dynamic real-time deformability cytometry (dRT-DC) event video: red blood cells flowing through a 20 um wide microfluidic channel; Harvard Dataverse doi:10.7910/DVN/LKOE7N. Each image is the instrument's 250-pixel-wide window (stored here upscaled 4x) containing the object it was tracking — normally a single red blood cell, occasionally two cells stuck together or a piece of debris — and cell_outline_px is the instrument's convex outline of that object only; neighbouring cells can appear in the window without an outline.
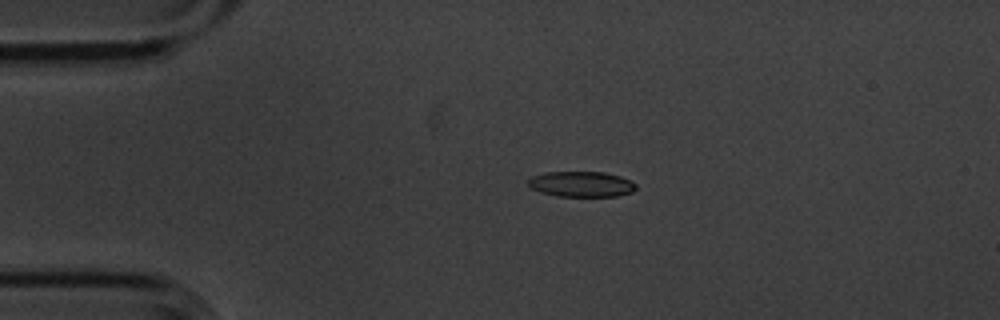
{"species": "common noctule bat (a hibernating species)", "species_latin": "Nyctalus noctula", "temperature_condition": "cold", "stored_images_in_passage": 2, "camera_frame_rate_fps": 3000, "um_per_image_px": 0.085, "animal": {"sex": "male", "body_mass_g": 20.1, "forearm_length_mm": 53.5}, "frame": {"image": 1, "passage_image": 1, "time_ms": 0.0, "image_size_px": [1000, 320], "cell_outline_px": [[636, 188], [632, 192], [616, 196], [556, 196], [540, 192], [532, 188], [528, 184], [528, 180], [532, 176], [548, 172], [604, 172], [620, 176], [632, 180], [636, 184]], "centroid_in_image_um": [49.44, 15.65], "position_along_channel_um": 35.6, "area_um2": 16.01}}